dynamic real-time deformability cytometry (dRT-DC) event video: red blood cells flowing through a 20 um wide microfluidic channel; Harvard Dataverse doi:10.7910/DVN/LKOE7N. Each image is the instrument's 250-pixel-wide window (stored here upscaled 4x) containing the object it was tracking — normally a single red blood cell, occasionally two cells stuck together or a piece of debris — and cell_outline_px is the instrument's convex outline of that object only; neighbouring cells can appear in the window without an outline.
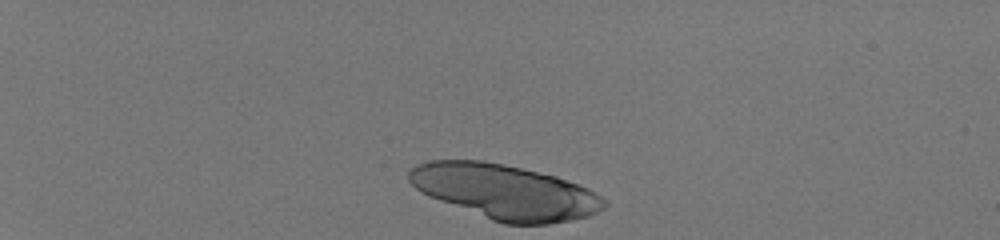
{"species": "human", "species_latin": "Homo sapiens", "temperature_condition": "room temperature", "stored_images_in_passage": 37, "camera_frame_rate_fps": 3000, "um_per_image_px": 0.085, "donor": {"sex": "male"}, "frame": {"image": 1, "passage_image": 1, "time_ms": 0.0, "image_size_px": [1000, 240], "cell_outline_px": [[608, 204], [604, 208], [588, 216], [548, 224], [504, 224], [492, 220], [428, 196], [420, 192], [408, 180], [408, 168], [416, 164], [428, 160], [480, 160], [504, 164], [556, 176], [588, 188], [600, 196]], "centroid_in_image_um": [42.88, 16.29], "position_along_channel_um": 42.1, "area_um2": 62.02}}
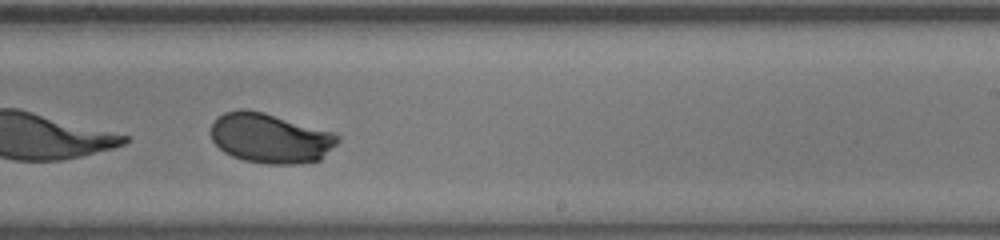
{"frame": {"image": 2, "passage_image": 25, "time_ms": 8.0, "image_size_px": [1000, 240], "cell_outline_px": [[340, 140], [320, 160], [296, 164], [264, 164], [244, 160], [232, 156], [224, 152], [212, 140], [212, 124], [216, 116], [224, 112], [240, 108], [244, 108], [264, 112], [332, 132], [340, 136]], "centroid_in_image_um": [22.95, 11.74], "position_along_channel_um": 266.0, "area_um2": 36.88}}
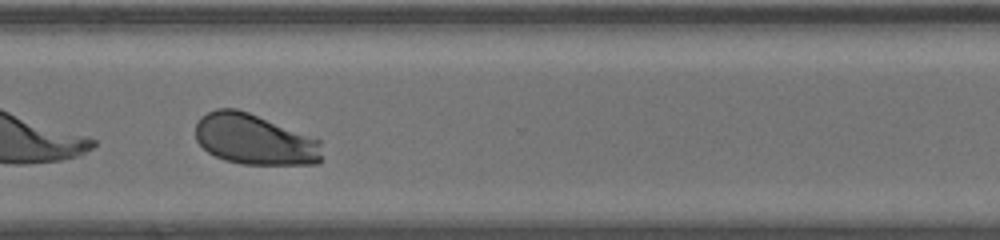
{"frame": {"image": 3, "passage_image": 31, "time_ms": 10.0, "image_size_px": [1000, 240], "cell_outline_px": [[320, 164], [240, 164], [224, 160], [208, 152], [196, 140], [196, 124], [200, 116], [216, 108], [236, 108], [248, 112], [320, 140]], "centroid_in_image_um": [21.59, 11.85], "position_along_channel_um": 349.0, "area_um2": 37.11}, "authors_computed_cell_mechanics": {"area_um2": 37.3388, "velocity_mm_per_s": 4.1159, "shape_relaxation_time_tau1_ms": 0.4537, "shape_relaxation_time_tau2_ms": null, "deformation_change_tau1": 0.332, "deformation_change_tau2": null}}